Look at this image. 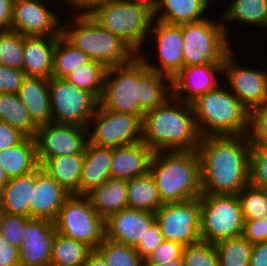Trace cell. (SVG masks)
<instances>
[{"mask_svg": "<svg viewBox=\"0 0 267 266\" xmlns=\"http://www.w3.org/2000/svg\"><path fill=\"white\" fill-rule=\"evenodd\" d=\"M71 195L39 166L35 170V185L32 189L29 218H41L54 222L61 207Z\"/></svg>", "mask_w": 267, "mask_h": 266, "instance_id": "obj_20", "label": "cell"}, {"mask_svg": "<svg viewBox=\"0 0 267 266\" xmlns=\"http://www.w3.org/2000/svg\"><path fill=\"white\" fill-rule=\"evenodd\" d=\"M127 199L128 208L148 210L154 213L163 205L150 172L127 181Z\"/></svg>", "mask_w": 267, "mask_h": 266, "instance_id": "obj_33", "label": "cell"}, {"mask_svg": "<svg viewBox=\"0 0 267 266\" xmlns=\"http://www.w3.org/2000/svg\"><path fill=\"white\" fill-rule=\"evenodd\" d=\"M10 180L7 173L0 167V189Z\"/></svg>", "mask_w": 267, "mask_h": 266, "instance_id": "obj_58", "label": "cell"}, {"mask_svg": "<svg viewBox=\"0 0 267 266\" xmlns=\"http://www.w3.org/2000/svg\"><path fill=\"white\" fill-rule=\"evenodd\" d=\"M191 103L173 96L163 105L145 113L142 141L155 151H195L200 144Z\"/></svg>", "mask_w": 267, "mask_h": 266, "instance_id": "obj_2", "label": "cell"}, {"mask_svg": "<svg viewBox=\"0 0 267 266\" xmlns=\"http://www.w3.org/2000/svg\"><path fill=\"white\" fill-rule=\"evenodd\" d=\"M147 39L148 42L152 41L150 45H154L155 52L150 51L148 54V50H142L138 55L149 69L172 79L184 66L182 24H170L153 19ZM150 53H156L154 60H158L159 63L154 64L156 61H150Z\"/></svg>", "mask_w": 267, "mask_h": 266, "instance_id": "obj_13", "label": "cell"}, {"mask_svg": "<svg viewBox=\"0 0 267 266\" xmlns=\"http://www.w3.org/2000/svg\"><path fill=\"white\" fill-rule=\"evenodd\" d=\"M17 95L38 127L52 123L49 79L26 77Z\"/></svg>", "mask_w": 267, "mask_h": 266, "instance_id": "obj_24", "label": "cell"}, {"mask_svg": "<svg viewBox=\"0 0 267 266\" xmlns=\"http://www.w3.org/2000/svg\"><path fill=\"white\" fill-rule=\"evenodd\" d=\"M140 56L125 64L107 68L103 92L99 99L101 108L132 114L143 121L145 112L139 104Z\"/></svg>", "mask_w": 267, "mask_h": 266, "instance_id": "obj_9", "label": "cell"}, {"mask_svg": "<svg viewBox=\"0 0 267 266\" xmlns=\"http://www.w3.org/2000/svg\"><path fill=\"white\" fill-rule=\"evenodd\" d=\"M233 51L225 56L223 62L222 76L226 78L223 83L251 111L267 101V70H261L258 66L245 67Z\"/></svg>", "mask_w": 267, "mask_h": 266, "instance_id": "obj_15", "label": "cell"}, {"mask_svg": "<svg viewBox=\"0 0 267 266\" xmlns=\"http://www.w3.org/2000/svg\"><path fill=\"white\" fill-rule=\"evenodd\" d=\"M182 258L184 266H219L215 244L202 240L185 246Z\"/></svg>", "mask_w": 267, "mask_h": 266, "instance_id": "obj_42", "label": "cell"}, {"mask_svg": "<svg viewBox=\"0 0 267 266\" xmlns=\"http://www.w3.org/2000/svg\"><path fill=\"white\" fill-rule=\"evenodd\" d=\"M106 70L102 63L91 60L74 69L64 79L78 88L87 90L99 100L103 92Z\"/></svg>", "mask_w": 267, "mask_h": 266, "instance_id": "obj_37", "label": "cell"}, {"mask_svg": "<svg viewBox=\"0 0 267 266\" xmlns=\"http://www.w3.org/2000/svg\"><path fill=\"white\" fill-rule=\"evenodd\" d=\"M162 203L199 198L202 193L200 158L195 151H155L150 165Z\"/></svg>", "mask_w": 267, "mask_h": 266, "instance_id": "obj_3", "label": "cell"}, {"mask_svg": "<svg viewBox=\"0 0 267 266\" xmlns=\"http://www.w3.org/2000/svg\"><path fill=\"white\" fill-rule=\"evenodd\" d=\"M13 0H0V33L11 30Z\"/></svg>", "mask_w": 267, "mask_h": 266, "instance_id": "obj_53", "label": "cell"}, {"mask_svg": "<svg viewBox=\"0 0 267 266\" xmlns=\"http://www.w3.org/2000/svg\"><path fill=\"white\" fill-rule=\"evenodd\" d=\"M199 202L202 241L216 244L242 235L245 220L238 195L202 194Z\"/></svg>", "mask_w": 267, "mask_h": 266, "instance_id": "obj_8", "label": "cell"}, {"mask_svg": "<svg viewBox=\"0 0 267 266\" xmlns=\"http://www.w3.org/2000/svg\"><path fill=\"white\" fill-rule=\"evenodd\" d=\"M89 142L106 148L142 141V121L135 115L96 108L89 127Z\"/></svg>", "mask_w": 267, "mask_h": 266, "instance_id": "obj_12", "label": "cell"}, {"mask_svg": "<svg viewBox=\"0 0 267 266\" xmlns=\"http://www.w3.org/2000/svg\"><path fill=\"white\" fill-rule=\"evenodd\" d=\"M210 16L182 24L184 66L223 64L225 56L234 48L221 17L219 21Z\"/></svg>", "mask_w": 267, "mask_h": 266, "instance_id": "obj_7", "label": "cell"}, {"mask_svg": "<svg viewBox=\"0 0 267 266\" xmlns=\"http://www.w3.org/2000/svg\"><path fill=\"white\" fill-rule=\"evenodd\" d=\"M106 1L108 0H63L64 4L61 3L60 5H63V9L65 6H67L66 9L69 7V12L71 13H88L95 5Z\"/></svg>", "mask_w": 267, "mask_h": 266, "instance_id": "obj_52", "label": "cell"}, {"mask_svg": "<svg viewBox=\"0 0 267 266\" xmlns=\"http://www.w3.org/2000/svg\"><path fill=\"white\" fill-rule=\"evenodd\" d=\"M25 78L23 70L0 64V93L17 94Z\"/></svg>", "mask_w": 267, "mask_h": 266, "instance_id": "obj_47", "label": "cell"}, {"mask_svg": "<svg viewBox=\"0 0 267 266\" xmlns=\"http://www.w3.org/2000/svg\"><path fill=\"white\" fill-rule=\"evenodd\" d=\"M24 35L15 31L0 33V64L23 68Z\"/></svg>", "mask_w": 267, "mask_h": 266, "instance_id": "obj_41", "label": "cell"}, {"mask_svg": "<svg viewBox=\"0 0 267 266\" xmlns=\"http://www.w3.org/2000/svg\"><path fill=\"white\" fill-rule=\"evenodd\" d=\"M244 220L267 217V190L247 184L238 194Z\"/></svg>", "mask_w": 267, "mask_h": 266, "instance_id": "obj_40", "label": "cell"}, {"mask_svg": "<svg viewBox=\"0 0 267 266\" xmlns=\"http://www.w3.org/2000/svg\"><path fill=\"white\" fill-rule=\"evenodd\" d=\"M153 154L143 141L112 148L111 177L128 181L148 174Z\"/></svg>", "mask_w": 267, "mask_h": 266, "instance_id": "obj_22", "label": "cell"}, {"mask_svg": "<svg viewBox=\"0 0 267 266\" xmlns=\"http://www.w3.org/2000/svg\"><path fill=\"white\" fill-rule=\"evenodd\" d=\"M0 266H20L19 249L0 234Z\"/></svg>", "mask_w": 267, "mask_h": 266, "instance_id": "obj_51", "label": "cell"}, {"mask_svg": "<svg viewBox=\"0 0 267 266\" xmlns=\"http://www.w3.org/2000/svg\"><path fill=\"white\" fill-rule=\"evenodd\" d=\"M213 2V0H163L154 14V19L177 25L198 22L209 17L207 15H212L208 12L211 11Z\"/></svg>", "mask_w": 267, "mask_h": 266, "instance_id": "obj_27", "label": "cell"}, {"mask_svg": "<svg viewBox=\"0 0 267 266\" xmlns=\"http://www.w3.org/2000/svg\"><path fill=\"white\" fill-rule=\"evenodd\" d=\"M252 243L243 235L215 244L219 266H250Z\"/></svg>", "mask_w": 267, "mask_h": 266, "instance_id": "obj_38", "label": "cell"}, {"mask_svg": "<svg viewBox=\"0 0 267 266\" xmlns=\"http://www.w3.org/2000/svg\"><path fill=\"white\" fill-rule=\"evenodd\" d=\"M86 196L93 208L106 219L112 213L128 208L127 180L110 177Z\"/></svg>", "mask_w": 267, "mask_h": 266, "instance_id": "obj_29", "label": "cell"}, {"mask_svg": "<svg viewBox=\"0 0 267 266\" xmlns=\"http://www.w3.org/2000/svg\"><path fill=\"white\" fill-rule=\"evenodd\" d=\"M83 162L84 154H72L48 158L41 167L68 192L80 195Z\"/></svg>", "mask_w": 267, "mask_h": 266, "instance_id": "obj_32", "label": "cell"}, {"mask_svg": "<svg viewBox=\"0 0 267 266\" xmlns=\"http://www.w3.org/2000/svg\"><path fill=\"white\" fill-rule=\"evenodd\" d=\"M28 219L21 215H11L0 211V234L12 246L19 249L22 245L24 225Z\"/></svg>", "mask_w": 267, "mask_h": 266, "instance_id": "obj_44", "label": "cell"}, {"mask_svg": "<svg viewBox=\"0 0 267 266\" xmlns=\"http://www.w3.org/2000/svg\"><path fill=\"white\" fill-rule=\"evenodd\" d=\"M96 250L104 257L107 266H143L144 259L133 246L105 237Z\"/></svg>", "mask_w": 267, "mask_h": 266, "instance_id": "obj_39", "label": "cell"}, {"mask_svg": "<svg viewBox=\"0 0 267 266\" xmlns=\"http://www.w3.org/2000/svg\"><path fill=\"white\" fill-rule=\"evenodd\" d=\"M247 137L251 145L267 143V101L249 111Z\"/></svg>", "mask_w": 267, "mask_h": 266, "instance_id": "obj_45", "label": "cell"}, {"mask_svg": "<svg viewBox=\"0 0 267 266\" xmlns=\"http://www.w3.org/2000/svg\"><path fill=\"white\" fill-rule=\"evenodd\" d=\"M55 233L53 221L29 218L19 248L20 266H50Z\"/></svg>", "mask_w": 267, "mask_h": 266, "instance_id": "obj_19", "label": "cell"}, {"mask_svg": "<svg viewBox=\"0 0 267 266\" xmlns=\"http://www.w3.org/2000/svg\"><path fill=\"white\" fill-rule=\"evenodd\" d=\"M242 235L252 244L267 241V217L245 220Z\"/></svg>", "mask_w": 267, "mask_h": 266, "instance_id": "obj_49", "label": "cell"}, {"mask_svg": "<svg viewBox=\"0 0 267 266\" xmlns=\"http://www.w3.org/2000/svg\"><path fill=\"white\" fill-rule=\"evenodd\" d=\"M250 183L267 190V143L251 145Z\"/></svg>", "mask_w": 267, "mask_h": 266, "instance_id": "obj_43", "label": "cell"}, {"mask_svg": "<svg viewBox=\"0 0 267 266\" xmlns=\"http://www.w3.org/2000/svg\"><path fill=\"white\" fill-rule=\"evenodd\" d=\"M49 91L52 123L89 127L99 100L64 78L51 77Z\"/></svg>", "mask_w": 267, "mask_h": 266, "instance_id": "obj_11", "label": "cell"}, {"mask_svg": "<svg viewBox=\"0 0 267 266\" xmlns=\"http://www.w3.org/2000/svg\"><path fill=\"white\" fill-rule=\"evenodd\" d=\"M88 14L101 27L121 37L138 54L147 48L154 14L146 7L130 0H108L95 5Z\"/></svg>", "mask_w": 267, "mask_h": 266, "instance_id": "obj_6", "label": "cell"}, {"mask_svg": "<svg viewBox=\"0 0 267 266\" xmlns=\"http://www.w3.org/2000/svg\"><path fill=\"white\" fill-rule=\"evenodd\" d=\"M94 249L88 244L55 233L53 242L51 265L57 266H85L89 254Z\"/></svg>", "mask_w": 267, "mask_h": 266, "instance_id": "obj_34", "label": "cell"}, {"mask_svg": "<svg viewBox=\"0 0 267 266\" xmlns=\"http://www.w3.org/2000/svg\"><path fill=\"white\" fill-rule=\"evenodd\" d=\"M47 0H20L13 3L11 31L25 36H60L61 16ZM49 2V0L47 1ZM54 10V11H53Z\"/></svg>", "mask_w": 267, "mask_h": 266, "instance_id": "obj_17", "label": "cell"}, {"mask_svg": "<svg viewBox=\"0 0 267 266\" xmlns=\"http://www.w3.org/2000/svg\"><path fill=\"white\" fill-rule=\"evenodd\" d=\"M111 159L112 148L87 143L80 177V195L88 194L111 177Z\"/></svg>", "mask_w": 267, "mask_h": 266, "instance_id": "obj_25", "label": "cell"}, {"mask_svg": "<svg viewBox=\"0 0 267 266\" xmlns=\"http://www.w3.org/2000/svg\"><path fill=\"white\" fill-rule=\"evenodd\" d=\"M140 92L139 104L145 113L163 105L172 97V79L149 69L141 57Z\"/></svg>", "mask_w": 267, "mask_h": 266, "instance_id": "obj_28", "label": "cell"}, {"mask_svg": "<svg viewBox=\"0 0 267 266\" xmlns=\"http://www.w3.org/2000/svg\"><path fill=\"white\" fill-rule=\"evenodd\" d=\"M25 137L19 129L0 121V151L19 144Z\"/></svg>", "mask_w": 267, "mask_h": 266, "instance_id": "obj_50", "label": "cell"}, {"mask_svg": "<svg viewBox=\"0 0 267 266\" xmlns=\"http://www.w3.org/2000/svg\"><path fill=\"white\" fill-rule=\"evenodd\" d=\"M38 163L48 158L84 154L89 142L88 127L48 123L37 129L34 137Z\"/></svg>", "mask_w": 267, "mask_h": 266, "instance_id": "obj_16", "label": "cell"}, {"mask_svg": "<svg viewBox=\"0 0 267 266\" xmlns=\"http://www.w3.org/2000/svg\"><path fill=\"white\" fill-rule=\"evenodd\" d=\"M197 152L203 194L238 195L250 183L247 135L201 137Z\"/></svg>", "mask_w": 267, "mask_h": 266, "instance_id": "obj_1", "label": "cell"}, {"mask_svg": "<svg viewBox=\"0 0 267 266\" xmlns=\"http://www.w3.org/2000/svg\"><path fill=\"white\" fill-rule=\"evenodd\" d=\"M163 236L156 221L147 229L144 236L140 237L135 246L136 251L145 260L163 241Z\"/></svg>", "mask_w": 267, "mask_h": 266, "instance_id": "obj_48", "label": "cell"}, {"mask_svg": "<svg viewBox=\"0 0 267 266\" xmlns=\"http://www.w3.org/2000/svg\"><path fill=\"white\" fill-rule=\"evenodd\" d=\"M70 15L68 20H62L61 35L92 61L110 68L130 62L138 55L121 37L101 27L88 13Z\"/></svg>", "mask_w": 267, "mask_h": 266, "instance_id": "obj_4", "label": "cell"}, {"mask_svg": "<svg viewBox=\"0 0 267 266\" xmlns=\"http://www.w3.org/2000/svg\"><path fill=\"white\" fill-rule=\"evenodd\" d=\"M85 266H107V263L104 257L96 249H94L89 254V257H88V260Z\"/></svg>", "mask_w": 267, "mask_h": 266, "instance_id": "obj_55", "label": "cell"}, {"mask_svg": "<svg viewBox=\"0 0 267 266\" xmlns=\"http://www.w3.org/2000/svg\"><path fill=\"white\" fill-rule=\"evenodd\" d=\"M183 245L177 242L163 240L161 245L158 246L146 259L145 261L149 264H166L177 258L182 257Z\"/></svg>", "mask_w": 267, "mask_h": 266, "instance_id": "obj_46", "label": "cell"}, {"mask_svg": "<svg viewBox=\"0 0 267 266\" xmlns=\"http://www.w3.org/2000/svg\"><path fill=\"white\" fill-rule=\"evenodd\" d=\"M34 185L35 171L10 178L0 189V211L29 218V206Z\"/></svg>", "mask_w": 267, "mask_h": 266, "instance_id": "obj_26", "label": "cell"}, {"mask_svg": "<svg viewBox=\"0 0 267 266\" xmlns=\"http://www.w3.org/2000/svg\"><path fill=\"white\" fill-rule=\"evenodd\" d=\"M59 36H25L23 68L26 77L50 79L56 40Z\"/></svg>", "mask_w": 267, "mask_h": 266, "instance_id": "obj_23", "label": "cell"}, {"mask_svg": "<svg viewBox=\"0 0 267 266\" xmlns=\"http://www.w3.org/2000/svg\"><path fill=\"white\" fill-rule=\"evenodd\" d=\"M131 2L146 7L151 13L155 14L160 8L163 0H130Z\"/></svg>", "mask_w": 267, "mask_h": 266, "instance_id": "obj_56", "label": "cell"}, {"mask_svg": "<svg viewBox=\"0 0 267 266\" xmlns=\"http://www.w3.org/2000/svg\"><path fill=\"white\" fill-rule=\"evenodd\" d=\"M191 104L201 137L247 135L249 110L224 83Z\"/></svg>", "mask_w": 267, "mask_h": 266, "instance_id": "obj_5", "label": "cell"}, {"mask_svg": "<svg viewBox=\"0 0 267 266\" xmlns=\"http://www.w3.org/2000/svg\"><path fill=\"white\" fill-rule=\"evenodd\" d=\"M91 58L80 49L70 44L62 35L56 40L53 60L55 78H65L77 67L89 63Z\"/></svg>", "mask_w": 267, "mask_h": 266, "instance_id": "obj_36", "label": "cell"}, {"mask_svg": "<svg viewBox=\"0 0 267 266\" xmlns=\"http://www.w3.org/2000/svg\"><path fill=\"white\" fill-rule=\"evenodd\" d=\"M143 266H184V262H183V258H177L173 261H170L166 264H161V265H157V264H149L147 263L145 260L143 262Z\"/></svg>", "mask_w": 267, "mask_h": 266, "instance_id": "obj_57", "label": "cell"}, {"mask_svg": "<svg viewBox=\"0 0 267 266\" xmlns=\"http://www.w3.org/2000/svg\"><path fill=\"white\" fill-rule=\"evenodd\" d=\"M250 266H267V241L252 244Z\"/></svg>", "mask_w": 267, "mask_h": 266, "instance_id": "obj_54", "label": "cell"}, {"mask_svg": "<svg viewBox=\"0 0 267 266\" xmlns=\"http://www.w3.org/2000/svg\"><path fill=\"white\" fill-rule=\"evenodd\" d=\"M154 222V212L126 208L105 219V237L135 247Z\"/></svg>", "mask_w": 267, "mask_h": 266, "instance_id": "obj_21", "label": "cell"}, {"mask_svg": "<svg viewBox=\"0 0 267 266\" xmlns=\"http://www.w3.org/2000/svg\"><path fill=\"white\" fill-rule=\"evenodd\" d=\"M223 64L183 66L172 78V96L192 103L199 96L216 89L223 83Z\"/></svg>", "mask_w": 267, "mask_h": 266, "instance_id": "obj_18", "label": "cell"}, {"mask_svg": "<svg viewBox=\"0 0 267 266\" xmlns=\"http://www.w3.org/2000/svg\"><path fill=\"white\" fill-rule=\"evenodd\" d=\"M227 8V9H226ZM224 10V11H223ZM220 14L228 39L230 32L228 23L256 26L267 30V0H233ZM227 26V27H226ZM228 29V30H227ZM229 33V34H228Z\"/></svg>", "mask_w": 267, "mask_h": 266, "instance_id": "obj_31", "label": "cell"}, {"mask_svg": "<svg viewBox=\"0 0 267 266\" xmlns=\"http://www.w3.org/2000/svg\"><path fill=\"white\" fill-rule=\"evenodd\" d=\"M56 232L97 249L105 239V219L86 195L72 194L54 221Z\"/></svg>", "mask_w": 267, "mask_h": 266, "instance_id": "obj_10", "label": "cell"}, {"mask_svg": "<svg viewBox=\"0 0 267 266\" xmlns=\"http://www.w3.org/2000/svg\"><path fill=\"white\" fill-rule=\"evenodd\" d=\"M39 166L33 137L26 136L19 144L0 151V167L9 178L29 174Z\"/></svg>", "mask_w": 267, "mask_h": 266, "instance_id": "obj_30", "label": "cell"}, {"mask_svg": "<svg viewBox=\"0 0 267 266\" xmlns=\"http://www.w3.org/2000/svg\"><path fill=\"white\" fill-rule=\"evenodd\" d=\"M0 121L33 138L39 128L17 94L0 93Z\"/></svg>", "mask_w": 267, "mask_h": 266, "instance_id": "obj_35", "label": "cell"}, {"mask_svg": "<svg viewBox=\"0 0 267 266\" xmlns=\"http://www.w3.org/2000/svg\"><path fill=\"white\" fill-rule=\"evenodd\" d=\"M163 239L183 246L201 241L199 198L165 203L155 212Z\"/></svg>", "mask_w": 267, "mask_h": 266, "instance_id": "obj_14", "label": "cell"}]
</instances>
